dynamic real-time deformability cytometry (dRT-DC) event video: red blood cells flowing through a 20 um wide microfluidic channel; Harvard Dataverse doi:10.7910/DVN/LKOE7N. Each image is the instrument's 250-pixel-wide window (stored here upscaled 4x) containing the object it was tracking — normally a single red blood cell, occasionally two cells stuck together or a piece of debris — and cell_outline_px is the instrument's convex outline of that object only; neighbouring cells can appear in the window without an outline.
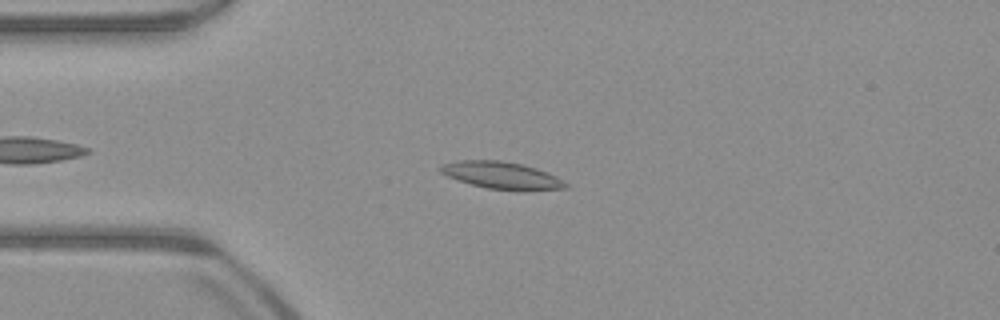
{"species": "common noctule bat (a hibernating species)", "species_latin": "Nyctalus noctula", "temperature_condition": "warm", "stored_images_in_passage": 45, "camera_frame_rate_fps": 3000, "um_per_image_px": 0.085, "animal": {"sex": "male", "body_mass_g": 23.1, "forearm_length_mm": 52.7}, "frame": {"image": 1, "passage_image": 9, "time_ms": 2.667, "image_size_px": [1000, 320], "cell_outline_px": [[568, 188], [524, 192], [516, 192], [488, 188], [472, 184], [448, 176], [440, 172], [440, 168], [444, 164], [456, 160], [500, 160], [524, 164], [536, 168], [556, 176], [568, 184]], "centroid_in_image_um": [42.72, 14.93], "position_along_channel_um": 42.3, "area_um2": 20.06}}
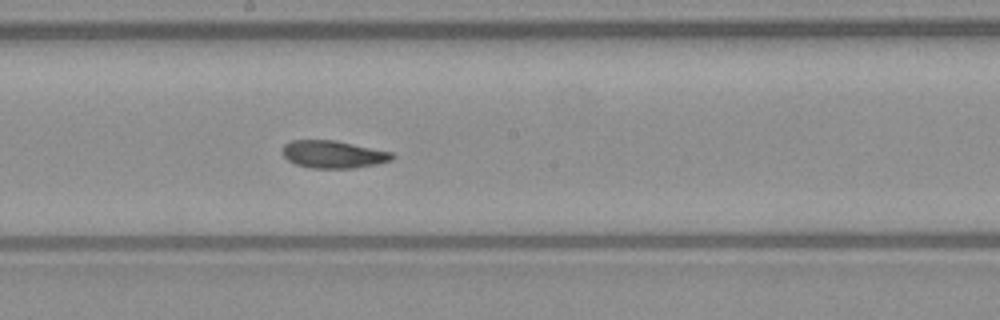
{"frame": {"image": 2, "passage_image": 24, "time_ms": 7.667, "image_size_px": [1000, 320], "cell_outline_px": [[396, 156], [392, 160], [376, 164], [356, 168], [312, 168], [296, 164], [288, 160], [284, 156], [284, 144], [292, 140], [336, 140], [392, 152]], "centroid_in_image_um": [28.37, 13.12], "position_along_channel_um": 219.8, "area_um2": 17.57}}
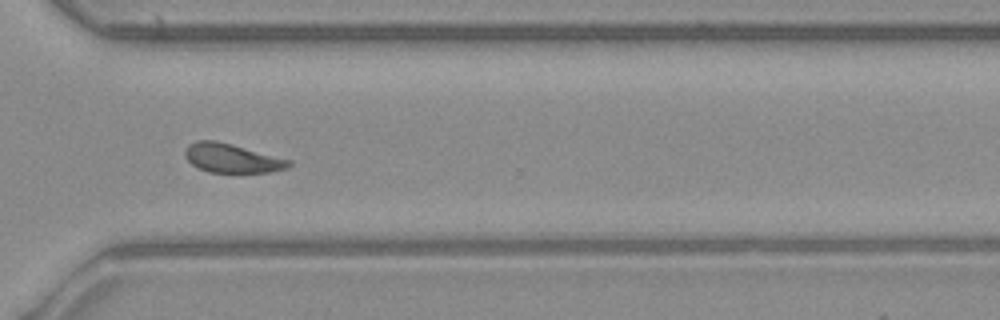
{"frame": {"image": 3, "passage_image": 34, "time_ms": 11.0, "image_size_px": [1000, 320], "cell_outline_px": [[292, 164], [288, 168], [268, 172], [208, 172], [192, 164], [184, 156], [184, 152], [188, 144], [196, 140], [216, 140], [232, 144], [292, 160]], "centroid_in_image_um": [19.71, 13.43], "position_along_channel_um": 350.9, "area_um2": 17.57}, "authors_computed_cell_mechanics": {"area_um2": 17.9758, "velocity_mm_per_s": 3.932, "shape_relaxation_time_tau1_ms": null, "shape_relaxation_time_tau2_ms": 3.9067, "deformation_change_tau1": null, "deformation_change_tau2": 0.1009}}